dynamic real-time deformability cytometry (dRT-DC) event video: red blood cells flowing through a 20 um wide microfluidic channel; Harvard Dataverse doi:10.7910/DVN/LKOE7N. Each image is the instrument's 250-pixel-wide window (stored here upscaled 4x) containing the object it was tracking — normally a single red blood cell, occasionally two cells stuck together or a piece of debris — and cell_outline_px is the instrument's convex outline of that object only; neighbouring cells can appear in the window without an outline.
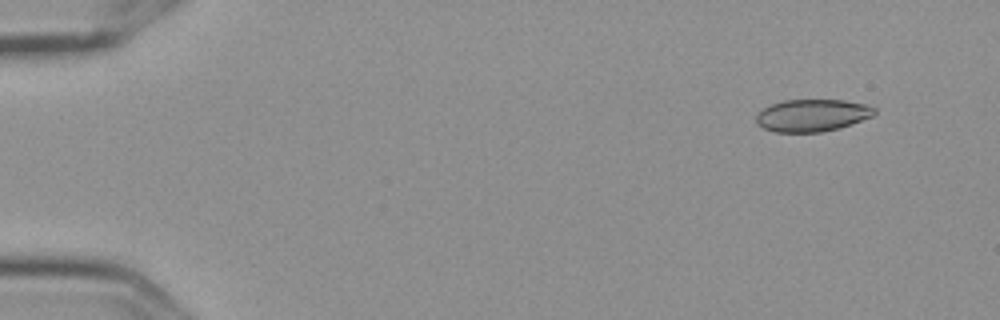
{"species": "Egyptian fruit bat (a non-hibernating species)", "species_latin": "Rousettus aegyptiacus", "temperature_condition": "cold", "stored_images_in_passage": 9, "camera_frame_rate_fps": 3000, "um_per_image_px": 0.085, "frame": {"image": 1, "passage_image": 1, "time_ms": 0.0, "image_size_px": [1000, 320], "cell_outline_px": [[876, 112], [872, 116], [840, 128], [820, 132], [776, 132], [764, 128], [756, 124], [756, 112], [772, 104], [784, 100], [844, 100], [868, 104], [876, 108]], "centroid_in_image_um": [69.03, 9.8], "position_along_channel_um": 16.0, "area_um2": 22.31}}
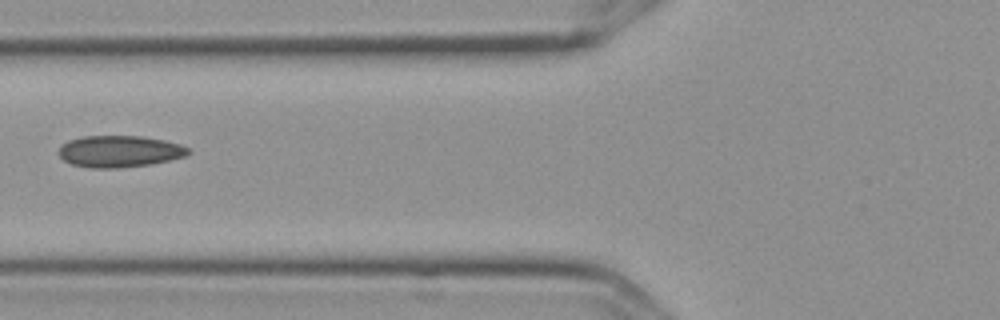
{"frame": {"image": 2, "passage_image": 6, "time_ms": 1.667, "image_size_px": [1000, 320], "cell_outline_px": [[192, 152], [188, 156], [152, 164], [116, 168], [88, 168], [72, 164], [64, 160], [56, 152], [60, 144], [68, 140], [84, 136], [140, 136], [164, 140], [180, 144], [188, 148]], "centroid_in_image_um": [10.14, 12.87], "position_along_channel_um": 115.7, "area_um2": 24.22}}
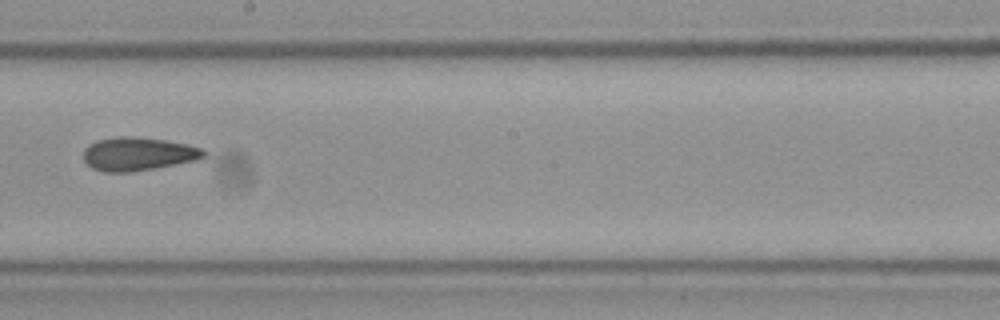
{"frame": {"image": 3, "passage_image": 9, "time_ms": 2.667, "image_size_px": [1000, 320], "cell_outline_px": [[204, 156], [196, 160], [132, 172], [104, 172], [92, 168], [84, 160], [84, 148], [88, 144], [96, 140], [116, 136], [136, 136], [164, 140], [188, 144], [204, 148]], "centroid_in_image_um": [11.7, 13.07], "position_along_channel_um": 236.5, "area_um2": 23.47}}